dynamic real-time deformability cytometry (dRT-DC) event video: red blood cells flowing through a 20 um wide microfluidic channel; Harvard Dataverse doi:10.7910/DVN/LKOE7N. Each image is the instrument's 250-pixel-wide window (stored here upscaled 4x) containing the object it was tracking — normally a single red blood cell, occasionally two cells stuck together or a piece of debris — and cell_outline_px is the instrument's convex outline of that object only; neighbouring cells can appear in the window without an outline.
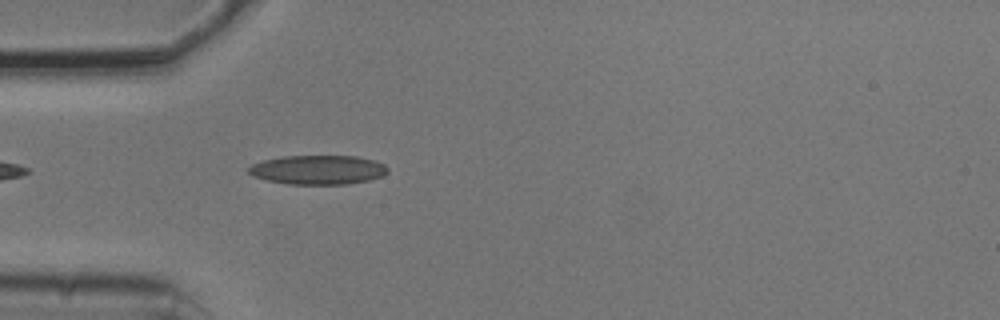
{"species": "common noctule bat (a hibernating species)", "species_latin": "Nyctalus noctula", "temperature_condition": "cold", "stored_images_in_passage": 3, "camera_frame_rate_fps": 3000, "um_per_image_px": 0.085, "animal": {"sex": "male", "body_mass_g": 20.5, "forearm_length_mm": 52.5}, "frame": {"image": 1, "passage_image": 3, "time_ms": 0.667, "image_size_px": [1000, 320], "cell_outline_px": [[388, 172], [380, 176], [368, 180], [348, 184], [288, 184], [268, 180], [252, 176], [248, 172], [248, 168], [252, 164], [264, 160], [284, 156], [356, 156], [376, 160], [384, 164], [388, 168]], "centroid_in_image_um": [27.04, 14.43], "position_along_channel_um": 58.0, "area_um2": 23.64}}